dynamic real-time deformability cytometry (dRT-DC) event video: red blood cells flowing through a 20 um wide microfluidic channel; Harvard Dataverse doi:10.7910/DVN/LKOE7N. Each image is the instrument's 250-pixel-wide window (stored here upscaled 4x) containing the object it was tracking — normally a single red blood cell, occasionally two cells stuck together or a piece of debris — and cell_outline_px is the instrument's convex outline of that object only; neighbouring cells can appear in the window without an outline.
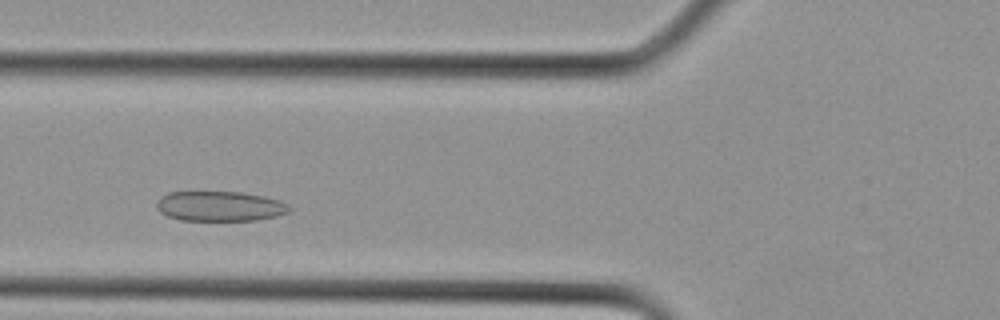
{"species": "Egyptian fruit bat (a non-hibernating species)", "species_latin": "Rousettus aegyptiacus", "temperature_condition": "cold", "stored_images_in_passage": 10, "camera_frame_rate_fps": 3000, "um_per_image_px": 0.085, "animal": {"sex": "female"}, "frame": {"image": 1, "passage_image": 5, "time_ms": 1.333, "image_size_px": [1000, 320], "cell_outline_px": [[292, 208], [288, 212], [276, 216], [256, 220], [180, 220], [168, 216], [160, 212], [156, 204], [160, 196], [168, 192], [240, 192], [264, 196], [280, 200], [288, 204]], "centroid_in_image_um": [18.7, 17.52], "position_along_channel_um": 107.1, "area_um2": 23.18}}
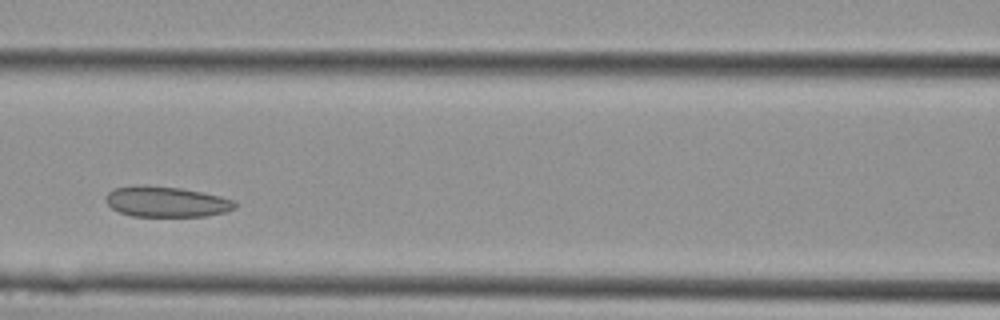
{"frame": {"image": 2, "passage_image": 7, "time_ms": 2.0, "image_size_px": [1000, 320], "cell_outline_px": [[236, 208], [224, 212], [208, 216], [132, 216], [120, 212], [112, 208], [108, 204], [108, 192], [116, 188], [180, 188], [220, 196], [236, 200]], "centroid_in_image_um": [14.26, 17.2], "position_along_channel_um": 152.3, "area_um2": 21.91}}
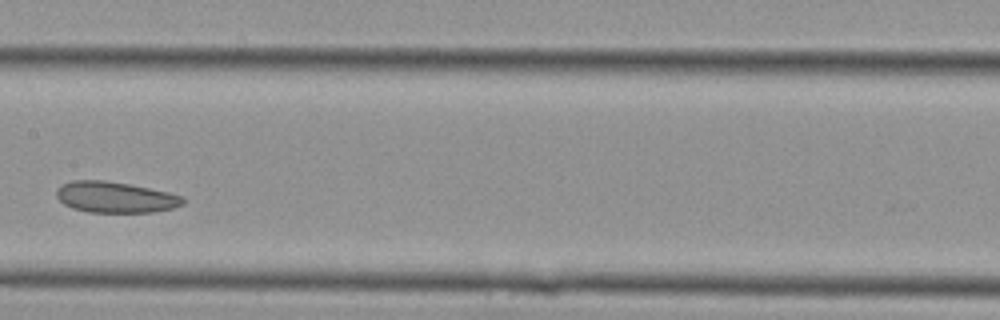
{"frame": {"image": 3, "passage_image": 9, "time_ms": 2.667, "image_size_px": [1000, 320], "cell_outline_px": [[184, 204], [172, 208], [152, 212], [88, 212], [72, 208], [64, 204], [56, 196], [56, 188], [60, 184], [72, 180], [104, 180], [128, 184], [168, 192], [184, 196]], "centroid_in_image_um": [9.77, 16.76], "position_along_channel_um": 197.6, "area_um2": 22.89}}